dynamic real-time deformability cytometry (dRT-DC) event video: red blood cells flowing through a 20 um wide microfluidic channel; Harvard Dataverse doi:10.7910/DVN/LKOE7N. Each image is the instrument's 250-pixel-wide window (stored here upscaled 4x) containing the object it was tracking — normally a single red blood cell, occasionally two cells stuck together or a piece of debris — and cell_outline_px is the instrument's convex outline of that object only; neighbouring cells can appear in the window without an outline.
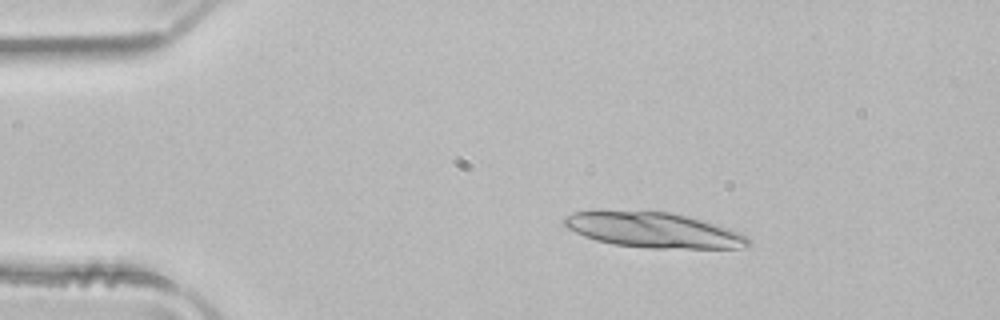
{"species": "common noctule bat (a hibernating species)", "species_latin": "Nyctalus noctula", "temperature_condition": "room temperature", "stored_images_in_passage": 14, "camera_frame_rate_fps": 3000, "um_per_image_px": 0.085, "animal": {"sex": "male", "body_mass_g": 21.5, "forearm_length_mm": 52.0}, "frame": {"image": 1, "passage_image": 3, "time_ms": 0.667, "image_size_px": [1000, 320], "cell_outline_px": [[748, 244], [740, 248], [652, 248], [612, 244], [596, 240], [584, 236], [568, 228], [564, 224], [564, 216], [572, 212], [672, 212], [716, 224], [740, 232], [748, 236]], "centroid_in_image_um": [55.57, 19.57], "position_along_channel_um": 29.4, "area_um2": 37.05}}